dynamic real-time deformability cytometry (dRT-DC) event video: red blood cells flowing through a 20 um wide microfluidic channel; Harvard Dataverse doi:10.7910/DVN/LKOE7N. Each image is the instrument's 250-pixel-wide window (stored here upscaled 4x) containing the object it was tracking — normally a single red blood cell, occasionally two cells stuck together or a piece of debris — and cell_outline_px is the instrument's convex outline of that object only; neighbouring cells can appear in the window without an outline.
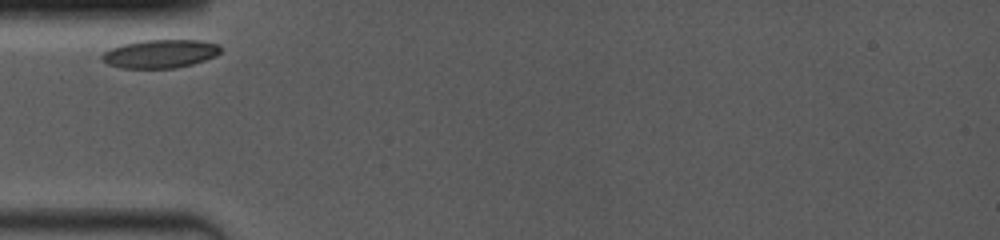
{"species": "common noctule bat (a hibernating species)", "species_latin": "Nyctalus noctula", "temperature_condition": "room temperature", "stored_images_in_passage": 28, "camera_frame_rate_fps": 4000, "um_per_image_px": 0.085, "animal": {"sex": "female", "body_mass_g": 19.0, "forearm_length_mm": 53.3}, "frame": {"image": 1, "passage_image": 1, "time_ms": 0.0, "image_size_px": [1000, 240], "cell_outline_px": [[220, 52], [216, 56], [192, 64], [176, 68], [120, 68], [108, 64], [100, 56], [104, 52], [112, 48], [124, 44], [144, 40], [200, 40], [216, 44], [220, 48]], "centroid_in_image_um": [13.62, 4.57], "position_along_channel_um": 71.4, "area_um2": 19.42}}
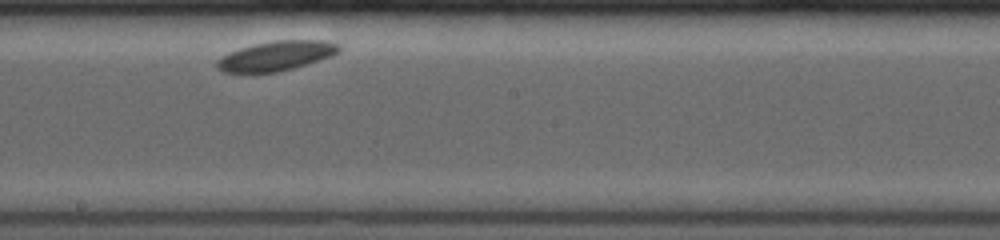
{"frame": {"image": 2, "passage_image": 13, "time_ms": 4.5, "image_size_px": [1000, 240], "cell_outline_px": [[340, 52], [332, 56], [292, 68], [276, 72], [224, 72], [216, 68], [216, 60], [240, 48], [252, 44], [272, 40], [324, 40], [340, 44]], "centroid_in_image_um": [23.51, 4.73], "position_along_channel_um": 224.7, "area_um2": 20.92}}
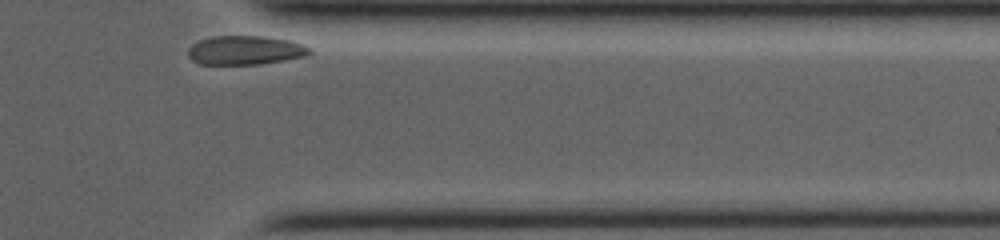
{"frame": {"image": 3, "passage_image": 28, "time_ms": 9.25, "image_size_px": [1000, 240], "cell_outline_px": [[312, 52], [304, 56], [260, 64], [200, 64], [192, 60], [188, 56], [188, 48], [192, 44], [200, 40], [212, 36], [264, 36], [288, 40], [304, 44], [312, 48]], "centroid_in_image_um": [20.84, 4.26], "position_along_channel_um": 390.6, "area_um2": 20.52}}